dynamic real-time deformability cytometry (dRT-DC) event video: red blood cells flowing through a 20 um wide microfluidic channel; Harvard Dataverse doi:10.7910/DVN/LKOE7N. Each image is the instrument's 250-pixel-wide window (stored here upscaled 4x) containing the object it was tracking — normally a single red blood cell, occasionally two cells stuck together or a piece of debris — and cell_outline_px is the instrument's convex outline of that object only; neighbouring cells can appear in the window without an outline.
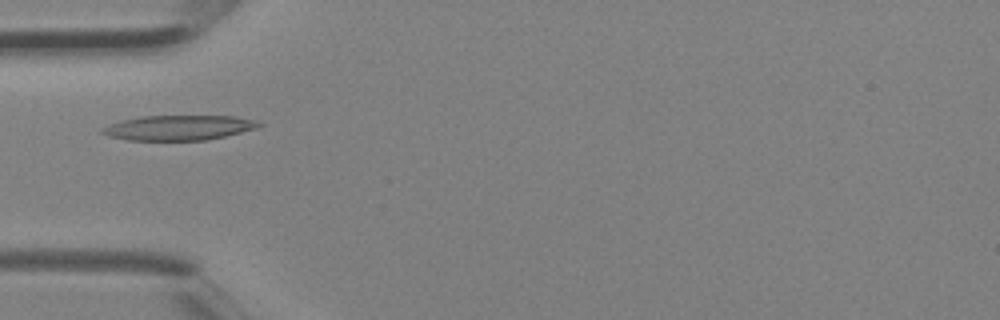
{"species": "Egyptian fruit bat (a non-hibernating species)", "species_latin": "Rousettus aegyptiacus", "temperature_condition": "room temperature", "stored_images_in_passage": 2, "camera_frame_rate_fps": 3000, "um_per_image_px": 0.085, "animal": {"sex": "female"}, "frame": {"image": 1, "passage_image": 2, "time_ms": 0.333, "image_size_px": [1000, 320], "cell_outline_px": [[264, 124], [256, 128], [224, 136], [204, 140], [128, 140], [108, 136], [100, 132], [100, 128], [108, 124], [140, 116], [232, 116], [256, 120]], "centroid_in_image_um": [15.15, 10.85], "position_along_channel_um": 69.9, "area_um2": 22.66}}